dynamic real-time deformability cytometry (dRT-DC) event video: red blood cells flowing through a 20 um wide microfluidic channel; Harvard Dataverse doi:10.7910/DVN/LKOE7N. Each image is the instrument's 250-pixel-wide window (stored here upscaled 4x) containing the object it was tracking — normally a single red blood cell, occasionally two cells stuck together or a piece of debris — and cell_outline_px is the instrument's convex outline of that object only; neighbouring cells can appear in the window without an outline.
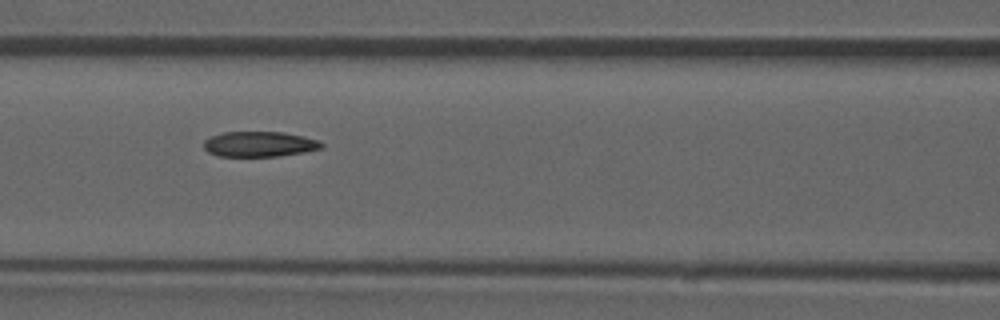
{"species": "common noctule bat (a hibernating species)", "species_latin": "Nyctalus noctula", "temperature_condition": "room temperature", "stored_images_in_passage": 53, "camera_frame_rate_fps": 3000, "um_per_image_px": 0.085, "animal": {"sex": "male", "forearm_length_mm": 52.5}, "frame": {"image": 1, "passage_image": 23, "time_ms": 7.333, "image_size_px": [1000, 320], "cell_outline_px": [[324, 144], [320, 148], [304, 152], [276, 156], [216, 156], [208, 152], [204, 148], [204, 140], [212, 136], [224, 132], [284, 132], [304, 136], [320, 140]], "centroid_in_image_um": [22.05, 12.24], "position_along_channel_um": 144.5, "area_um2": 17.34}, "authors_computed_cell_mechanics": {"area_um2": 18.207, "velocity_mm_per_s": 3.8572, "shape_relaxation_time_tau1_ms": null, "shape_relaxation_time_tau2_ms": 2.8183, "deformation_change_tau1": null, "deformation_change_tau2": 0.0867}}